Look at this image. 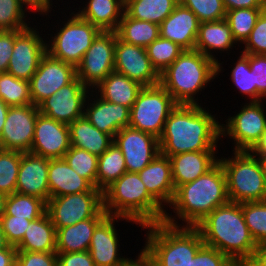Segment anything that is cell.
<instances>
[{
    "label": "cell",
    "mask_w": 266,
    "mask_h": 266,
    "mask_svg": "<svg viewBox=\"0 0 266 266\" xmlns=\"http://www.w3.org/2000/svg\"><path fill=\"white\" fill-rule=\"evenodd\" d=\"M198 105L177 104L159 138L160 153L172 156L195 151H216L221 127L215 114Z\"/></svg>",
    "instance_id": "1"
},
{
    "label": "cell",
    "mask_w": 266,
    "mask_h": 266,
    "mask_svg": "<svg viewBox=\"0 0 266 266\" xmlns=\"http://www.w3.org/2000/svg\"><path fill=\"white\" fill-rule=\"evenodd\" d=\"M229 201L226 174L218 162L204 175L175 189L168 208L176 216L166 211L163 221L174 226L195 227L218 206ZM178 219H181L183 225L177 222Z\"/></svg>",
    "instance_id": "2"
},
{
    "label": "cell",
    "mask_w": 266,
    "mask_h": 266,
    "mask_svg": "<svg viewBox=\"0 0 266 266\" xmlns=\"http://www.w3.org/2000/svg\"><path fill=\"white\" fill-rule=\"evenodd\" d=\"M205 245L216 248L236 264H246L257 243L244 221L241 204L229 201L218 206L195 226Z\"/></svg>",
    "instance_id": "3"
},
{
    "label": "cell",
    "mask_w": 266,
    "mask_h": 266,
    "mask_svg": "<svg viewBox=\"0 0 266 266\" xmlns=\"http://www.w3.org/2000/svg\"><path fill=\"white\" fill-rule=\"evenodd\" d=\"M103 209L141 227L162 222L166 210L148 193L138 173L125 172L103 191Z\"/></svg>",
    "instance_id": "4"
},
{
    "label": "cell",
    "mask_w": 266,
    "mask_h": 266,
    "mask_svg": "<svg viewBox=\"0 0 266 266\" xmlns=\"http://www.w3.org/2000/svg\"><path fill=\"white\" fill-rule=\"evenodd\" d=\"M141 228L148 230L141 251L153 266H189L204 245L196 227L174 226L162 221Z\"/></svg>",
    "instance_id": "5"
},
{
    "label": "cell",
    "mask_w": 266,
    "mask_h": 266,
    "mask_svg": "<svg viewBox=\"0 0 266 266\" xmlns=\"http://www.w3.org/2000/svg\"><path fill=\"white\" fill-rule=\"evenodd\" d=\"M216 77L217 62L200 51L184 50L160 74L159 84L177 104L198 105L201 103L196 95L201 94Z\"/></svg>",
    "instance_id": "6"
},
{
    "label": "cell",
    "mask_w": 266,
    "mask_h": 266,
    "mask_svg": "<svg viewBox=\"0 0 266 266\" xmlns=\"http://www.w3.org/2000/svg\"><path fill=\"white\" fill-rule=\"evenodd\" d=\"M232 152L231 158L219 157L229 200L239 204L266 200V180L257 157L250 151Z\"/></svg>",
    "instance_id": "7"
},
{
    "label": "cell",
    "mask_w": 266,
    "mask_h": 266,
    "mask_svg": "<svg viewBox=\"0 0 266 266\" xmlns=\"http://www.w3.org/2000/svg\"><path fill=\"white\" fill-rule=\"evenodd\" d=\"M67 21H61L63 26L51 34L46 41L47 53L58 60L73 65L75 68L81 63L84 54L91 47L93 40L101 32L87 20L81 18L75 11H71Z\"/></svg>",
    "instance_id": "8"
},
{
    "label": "cell",
    "mask_w": 266,
    "mask_h": 266,
    "mask_svg": "<svg viewBox=\"0 0 266 266\" xmlns=\"http://www.w3.org/2000/svg\"><path fill=\"white\" fill-rule=\"evenodd\" d=\"M176 106L172 96L160 84L143 87L130 109L129 127L159 139L170 112Z\"/></svg>",
    "instance_id": "9"
},
{
    "label": "cell",
    "mask_w": 266,
    "mask_h": 266,
    "mask_svg": "<svg viewBox=\"0 0 266 266\" xmlns=\"http://www.w3.org/2000/svg\"><path fill=\"white\" fill-rule=\"evenodd\" d=\"M46 213L55 228H63L92 217H106L103 192L93 187L88 192L49 198Z\"/></svg>",
    "instance_id": "10"
},
{
    "label": "cell",
    "mask_w": 266,
    "mask_h": 266,
    "mask_svg": "<svg viewBox=\"0 0 266 266\" xmlns=\"http://www.w3.org/2000/svg\"><path fill=\"white\" fill-rule=\"evenodd\" d=\"M237 114L220 123L221 138L234 141L232 151H251L266 129V113L263 100L243 103ZM227 121V122H226Z\"/></svg>",
    "instance_id": "11"
},
{
    "label": "cell",
    "mask_w": 266,
    "mask_h": 266,
    "mask_svg": "<svg viewBox=\"0 0 266 266\" xmlns=\"http://www.w3.org/2000/svg\"><path fill=\"white\" fill-rule=\"evenodd\" d=\"M116 31H101L76 67V77L92 90L114 72Z\"/></svg>",
    "instance_id": "12"
},
{
    "label": "cell",
    "mask_w": 266,
    "mask_h": 266,
    "mask_svg": "<svg viewBox=\"0 0 266 266\" xmlns=\"http://www.w3.org/2000/svg\"><path fill=\"white\" fill-rule=\"evenodd\" d=\"M35 27L37 26L30 25L24 30H15V44L7 68V73L27 81L31 80L42 57L47 53V40L42 38V34H39L41 32Z\"/></svg>",
    "instance_id": "13"
},
{
    "label": "cell",
    "mask_w": 266,
    "mask_h": 266,
    "mask_svg": "<svg viewBox=\"0 0 266 266\" xmlns=\"http://www.w3.org/2000/svg\"><path fill=\"white\" fill-rule=\"evenodd\" d=\"M91 90L75 77L69 84L44 100L38 106L39 112L69 125L84 115L85 103Z\"/></svg>",
    "instance_id": "14"
},
{
    "label": "cell",
    "mask_w": 266,
    "mask_h": 266,
    "mask_svg": "<svg viewBox=\"0 0 266 266\" xmlns=\"http://www.w3.org/2000/svg\"><path fill=\"white\" fill-rule=\"evenodd\" d=\"M39 107L33 104L9 107L0 137V149L30 152Z\"/></svg>",
    "instance_id": "15"
},
{
    "label": "cell",
    "mask_w": 266,
    "mask_h": 266,
    "mask_svg": "<svg viewBox=\"0 0 266 266\" xmlns=\"http://www.w3.org/2000/svg\"><path fill=\"white\" fill-rule=\"evenodd\" d=\"M76 77V68L46 53L29 81L30 96L33 105L39 106L61 87Z\"/></svg>",
    "instance_id": "16"
},
{
    "label": "cell",
    "mask_w": 266,
    "mask_h": 266,
    "mask_svg": "<svg viewBox=\"0 0 266 266\" xmlns=\"http://www.w3.org/2000/svg\"><path fill=\"white\" fill-rule=\"evenodd\" d=\"M114 71L126 75L143 87L159 84L160 74L153 67L146 48L122 41L117 36Z\"/></svg>",
    "instance_id": "17"
},
{
    "label": "cell",
    "mask_w": 266,
    "mask_h": 266,
    "mask_svg": "<svg viewBox=\"0 0 266 266\" xmlns=\"http://www.w3.org/2000/svg\"><path fill=\"white\" fill-rule=\"evenodd\" d=\"M114 143L125 158L127 172H140L160 153L158 138L129 126L115 134Z\"/></svg>",
    "instance_id": "18"
},
{
    "label": "cell",
    "mask_w": 266,
    "mask_h": 266,
    "mask_svg": "<svg viewBox=\"0 0 266 266\" xmlns=\"http://www.w3.org/2000/svg\"><path fill=\"white\" fill-rule=\"evenodd\" d=\"M122 219L140 227L128 218L107 215L94 229L88 249L95 266H123L130 260L120 254V236L115 223Z\"/></svg>",
    "instance_id": "19"
},
{
    "label": "cell",
    "mask_w": 266,
    "mask_h": 266,
    "mask_svg": "<svg viewBox=\"0 0 266 266\" xmlns=\"http://www.w3.org/2000/svg\"><path fill=\"white\" fill-rule=\"evenodd\" d=\"M70 147L68 124L39 113L30 152L47 159H61Z\"/></svg>",
    "instance_id": "20"
},
{
    "label": "cell",
    "mask_w": 266,
    "mask_h": 266,
    "mask_svg": "<svg viewBox=\"0 0 266 266\" xmlns=\"http://www.w3.org/2000/svg\"><path fill=\"white\" fill-rule=\"evenodd\" d=\"M93 93L94 91L91 90L90 97L88 96L86 100L84 115L98 130L114 138L118 131L129 126L130 109L120 104L108 102Z\"/></svg>",
    "instance_id": "21"
},
{
    "label": "cell",
    "mask_w": 266,
    "mask_h": 266,
    "mask_svg": "<svg viewBox=\"0 0 266 266\" xmlns=\"http://www.w3.org/2000/svg\"><path fill=\"white\" fill-rule=\"evenodd\" d=\"M49 159L25 152L22 154L16 192L23 195L49 200L48 184Z\"/></svg>",
    "instance_id": "22"
},
{
    "label": "cell",
    "mask_w": 266,
    "mask_h": 266,
    "mask_svg": "<svg viewBox=\"0 0 266 266\" xmlns=\"http://www.w3.org/2000/svg\"><path fill=\"white\" fill-rule=\"evenodd\" d=\"M200 21L187 7L178 3L159 25L160 37L175 42L184 50H195Z\"/></svg>",
    "instance_id": "23"
},
{
    "label": "cell",
    "mask_w": 266,
    "mask_h": 266,
    "mask_svg": "<svg viewBox=\"0 0 266 266\" xmlns=\"http://www.w3.org/2000/svg\"><path fill=\"white\" fill-rule=\"evenodd\" d=\"M138 174L148 193L163 208L168 207L175 193L169 157L159 153Z\"/></svg>",
    "instance_id": "24"
},
{
    "label": "cell",
    "mask_w": 266,
    "mask_h": 266,
    "mask_svg": "<svg viewBox=\"0 0 266 266\" xmlns=\"http://www.w3.org/2000/svg\"><path fill=\"white\" fill-rule=\"evenodd\" d=\"M236 44L237 42L234 40L225 18L213 22H200L195 50L217 62L218 76L223 71V61L220 63L221 60L218 61L219 58L215 56L214 52L223 53L226 51L229 54L228 51Z\"/></svg>",
    "instance_id": "25"
},
{
    "label": "cell",
    "mask_w": 266,
    "mask_h": 266,
    "mask_svg": "<svg viewBox=\"0 0 266 266\" xmlns=\"http://www.w3.org/2000/svg\"><path fill=\"white\" fill-rule=\"evenodd\" d=\"M217 151L186 152L169 157L174 188L196 180L212 169L218 162Z\"/></svg>",
    "instance_id": "26"
},
{
    "label": "cell",
    "mask_w": 266,
    "mask_h": 266,
    "mask_svg": "<svg viewBox=\"0 0 266 266\" xmlns=\"http://www.w3.org/2000/svg\"><path fill=\"white\" fill-rule=\"evenodd\" d=\"M49 198L90 191L93 186L63 159H49Z\"/></svg>",
    "instance_id": "27"
},
{
    "label": "cell",
    "mask_w": 266,
    "mask_h": 266,
    "mask_svg": "<svg viewBox=\"0 0 266 266\" xmlns=\"http://www.w3.org/2000/svg\"><path fill=\"white\" fill-rule=\"evenodd\" d=\"M76 12L100 31H116L124 14L121 0H87Z\"/></svg>",
    "instance_id": "28"
},
{
    "label": "cell",
    "mask_w": 266,
    "mask_h": 266,
    "mask_svg": "<svg viewBox=\"0 0 266 266\" xmlns=\"http://www.w3.org/2000/svg\"><path fill=\"white\" fill-rule=\"evenodd\" d=\"M71 146L87 150L89 153L101 156L114 142V138L98 130L83 115L69 125Z\"/></svg>",
    "instance_id": "29"
},
{
    "label": "cell",
    "mask_w": 266,
    "mask_h": 266,
    "mask_svg": "<svg viewBox=\"0 0 266 266\" xmlns=\"http://www.w3.org/2000/svg\"><path fill=\"white\" fill-rule=\"evenodd\" d=\"M105 217H92L63 228H56V253L88 251L93 231Z\"/></svg>",
    "instance_id": "30"
},
{
    "label": "cell",
    "mask_w": 266,
    "mask_h": 266,
    "mask_svg": "<svg viewBox=\"0 0 266 266\" xmlns=\"http://www.w3.org/2000/svg\"><path fill=\"white\" fill-rule=\"evenodd\" d=\"M142 88L143 86L138 82L114 71L101 81L93 91L108 102L131 109Z\"/></svg>",
    "instance_id": "31"
},
{
    "label": "cell",
    "mask_w": 266,
    "mask_h": 266,
    "mask_svg": "<svg viewBox=\"0 0 266 266\" xmlns=\"http://www.w3.org/2000/svg\"><path fill=\"white\" fill-rule=\"evenodd\" d=\"M17 251L56 252V228L45 212L28 224Z\"/></svg>",
    "instance_id": "32"
},
{
    "label": "cell",
    "mask_w": 266,
    "mask_h": 266,
    "mask_svg": "<svg viewBox=\"0 0 266 266\" xmlns=\"http://www.w3.org/2000/svg\"><path fill=\"white\" fill-rule=\"evenodd\" d=\"M179 0H131L124 12L131 18L160 25L174 10Z\"/></svg>",
    "instance_id": "33"
},
{
    "label": "cell",
    "mask_w": 266,
    "mask_h": 266,
    "mask_svg": "<svg viewBox=\"0 0 266 266\" xmlns=\"http://www.w3.org/2000/svg\"><path fill=\"white\" fill-rule=\"evenodd\" d=\"M116 32L122 41L145 48L160 36L158 24L133 19L125 12Z\"/></svg>",
    "instance_id": "34"
},
{
    "label": "cell",
    "mask_w": 266,
    "mask_h": 266,
    "mask_svg": "<svg viewBox=\"0 0 266 266\" xmlns=\"http://www.w3.org/2000/svg\"><path fill=\"white\" fill-rule=\"evenodd\" d=\"M125 172H127L125 158L121 150L113 142V144L98 157L96 188L103 192Z\"/></svg>",
    "instance_id": "35"
},
{
    "label": "cell",
    "mask_w": 266,
    "mask_h": 266,
    "mask_svg": "<svg viewBox=\"0 0 266 266\" xmlns=\"http://www.w3.org/2000/svg\"><path fill=\"white\" fill-rule=\"evenodd\" d=\"M46 212V202L41 198L23 195L17 192L7 195L3 215L26 218L33 221Z\"/></svg>",
    "instance_id": "36"
},
{
    "label": "cell",
    "mask_w": 266,
    "mask_h": 266,
    "mask_svg": "<svg viewBox=\"0 0 266 266\" xmlns=\"http://www.w3.org/2000/svg\"><path fill=\"white\" fill-rule=\"evenodd\" d=\"M0 99L9 107L31 105L29 81L0 73Z\"/></svg>",
    "instance_id": "37"
},
{
    "label": "cell",
    "mask_w": 266,
    "mask_h": 266,
    "mask_svg": "<svg viewBox=\"0 0 266 266\" xmlns=\"http://www.w3.org/2000/svg\"><path fill=\"white\" fill-rule=\"evenodd\" d=\"M264 9L266 8H240L226 11L225 19L237 44H243L249 37Z\"/></svg>",
    "instance_id": "38"
},
{
    "label": "cell",
    "mask_w": 266,
    "mask_h": 266,
    "mask_svg": "<svg viewBox=\"0 0 266 266\" xmlns=\"http://www.w3.org/2000/svg\"><path fill=\"white\" fill-rule=\"evenodd\" d=\"M63 159L81 177L85 178L96 188L98 157L87 150L71 146Z\"/></svg>",
    "instance_id": "39"
},
{
    "label": "cell",
    "mask_w": 266,
    "mask_h": 266,
    "mask_svg": "<svg viewBox=\"0 0 266 266\" xmlns=\"http://www.w3.org/2000/svg\"><path fill=\"white\" fill-rule=\"evenodd\" d=\"M183 51L184 49L175 42L160 36L146 47L147 56L159 74L171 65Z\"/></svg>",
    "instance_id": "40"
},
{
    "label": "cell",
    "mask_w": 266,
    "mask_h": 266,
    "mask_svg": "<svg viewBox=\"0 0 266 266\" xmlns=\"http://www.w3.org/2000/svg\"><path fill=\"white\" fill-rule=\"evenodd\" d=\"M244 221L257 244L266 242V200L241 203Z\"/></svg>",
    "instance_id": "41"
},
{
    "label": "cell",
    "mask_w": 266,
    "mask_h": 266,
    "mask_svg": "<svg viewBox=\"0 0 266 266\" xmlns=\"http://www.w3.org/2000/svg\"><path fill=\"white\" fill-rule=\"evenodd\" d=\"M22 152L0 149V192L11 195L16 192Z\"/></svg>",
    "instance_id": "42"
},
{
    "label": "cell",
    "mask_w": 266,
    "mask_h": 266,
    "mask_svg": "<svg viewBox=\"0 0 266 266\" xmlns=\"http://www.w3.org/2000/svg\"><path fill=\"white\" fill-rule=\"evenodd\" d=\"M232 84L239 89L238 93L248 96L249 101H256V85H254L253 71L250 70L249 54L240 52L232 71Z\"/></svg>",
    "instance_id": "43"
},
{
    "label": "cell",
    "mask_w": 266,
    "mask_h": 266,
    "mask_svg": "<svg viewBox=\"0 0 266 266\" xmlns=\"http://www.w3.org/2000/svg\"><path fill=\"white\" fill-rule=\"evenodd\" d=\"M26 11L18 0H0V30H24L30 27V22H26Z\"/></svg>",
    "instance_id": "44"
},
{
    "label": "cell",
    "mask_w": 266,
    "mask_h": 266,
    "mask_svg": "<svg viewBox=\"0 0 266 266\" xmlns=\"http://www.w3.org/2000/svg\"><path fill=\"white\" fill-rule=\"evenodd\" d=\"M179 3L189 8L200 22H213L226 16L222 0H179Z\"/></svg>",
    "instance_id": "45"
},
{
    "label": "cell",
    "mask_w": 266,
    "mask_h": 266,
    "mask_svg": "<svg viewBox=\"0 0 266 266\" xmlns=\"http://www.w3.org/2000/svg\"><path fill=\"white\" fill-rule=\"evenodd\" d=\"M244 54H263L266 55V9L257 18L255 27L249 37L242 44Z\"/></svg>",
    "instance_id": "46"
},
{
    "label": "cell",
    "mask_w": 266,
    "mask_h": 266,
    "mask_svg": "<svg viewBox=\"0 0 266 266\" xmlns=\"http://www.w3.org/2000/svg\"><path fill=\"white\" fill-rule=\"evenodd\" d=\"M235 264L227 255L204 244L190 261L189 266H234Z\"/></svg>",
    "instance_id": "47"
},
{
    "label": "cell",
    "mask_w": 266,
    "mask_h": 266,
    "mask_svg": "<svg viewBox=\"0 0 266 266\" xmlns=\"http://www.w3.org/2000/svg\"><path fill=\"white\" fill-rule=\"evenodd\" d=\"M29 221L26 218H16L15 216L3 215L0 218L2 230L7 242L11 246H17L23 239Z\"/></svg>",
    "instance_id": "48"
},
{
    "label": "cell",
    "mask_w": 266,
    "mask_h": 266,
    "mask_svg": "<svg viewBox=\"0 0 266 266\" xmlns=\"http://www.w3.org/2000/svg\"><path fill=\"white\" fill-rule=\"evenodd\" d=\"M249 64L256 85V101L266 102V55L249 54Z\"/></svg>",
    "instance_id": "49"
},
{
    "label": "cell",
    "mask_w": 266,
    "mask_h": 266,
    "mask_svg": "<svg viewBox=\"0 0 266 266\" xmlns=\"http://www.w3.org/2000/svg\"><path fill=\"white\" fill-rule=\"evenodd\" d=\"M16 266H57V253L17 251Z\"/></svg>",
    "instance_id": "50"
},
{
    "label": "cell",
    "mask_w": 266,
    "mask_h": 266,
    "mask_svg": "<svg viewBox=\"0 0 266 266\" xmlns=\"http://www.w3.org/2000/svg\"><path fill=\"white\" fill-rule=\"evenodd\" d=\"M15 44V30H0V73L7 72Z\"/></svg>",
    "instance_id": "51"
},
{
    "label": "cell",
    "mask_w": 266,
    "mask_h": 266,
    "mask_svg": "<svg viewBox=\"0 0 266 266\" xmlns=\"http://www.w3.org/2000/svg\"><path fill=\"white\" fill-rule=\"evenodd\" d=\"M57 266H95L89 251L57 253Z\"/></svg>",
    "instance_id": "52"
},
{
    "label": "cell",
    "mask_w": 266,
    "mask_h": 266,
    "mask_svg": "<svg viewBox=\"0 0 266 266\" xmlns=\"http://www.w3.org/2000/svg\"><path fill=\"white\" fill-rule=\"evenodd\" d=\"M27 10L29 14L32 11L38 13L39 15H48L52 11V0H18ZM29 8V9H28ZM40 12V13H39Z\"/></svg>",
    "instance_id": "53"
},
{
    "label": "cell",
    "mask_w": 266,
    "mask_h": 266,
    "mask_svg": "<svg viewBox=\"0 0 266 266\" xmlns=\"http://www.w3.org/2000/svg\"><path fill=\"white\" fill-rule=\"evenodd\" d=\"M226 11L240 8H266L263 0H222Z\"/></svg>",
    "instance_id": "54"
},
{
    "label": "cell",
    "mask_w": 266,
    "mask_h": 266,
    "mask_svg": "<svg viewBox=\"0 0 266 266\" xmlns=\"http://www.w3.org/2000/svg\"><path fill=\"white\" fill-rule=\"evenodd\" d=\"M248 266H266V242L257 244Z\"/></svg>",
    "instance_id": "55"
},
{
    "label": "cell",
    "mask_w": 266,
    "mask_h": 266,
    "mask_svg": "<svg viewBox=\"0 0 266 266\" xmlns=\"http://www.w3.org/2000/svg\"><path fill=\"white\" fill-rule=\"evenodd\" d=\"M16 254L15 246L0 250V266H16Z\"/></svg>",
    "instance_id": "56"
},
{
    "label": "cell",
    "mask_w": 266,
    "mask_h": 266,
    "mask_svg": "<svg viewBox=\"0 0 266 266\" xmlns=\"http://www.w3.org/2000/svg\"><path fill=\"white\" fill-rule=\"evenodd\" d=\"M123 266H153L151 260L140 250L136 259H130Z\"/></svg>",
    "instance_id": "57"
},
{
    "label": "cell",
    "mask_w": 266,
    "mask_h": 266,
    "mask_svg": "<svg viewBox=\"0 0 266 266\" xmlns=\"http://www.w3.org/2000/svg\"><path fill=\"white\" fill-rule=\"evenodd\" d=\"M250 152L252 154H266V129L263 132L259 142Z\"/></svg>",
    "instance_id": "58"
},
{
    "label": "cell",
    "mask_w": 266,
    "mask_h": 266,
    "mask_svg": "<svg viewBox=\"0 0 266 266\" xmlns=\"http://www.w3.org/2000/svg\"><path fill=\"white\" fill-rule=\"evenodd\" d=\"M9 106L0 99V137L3 130L4 123L6 121L7 111Z\"/></svg>",
    "instance_id": "59"
},
{
    "label": "cell",
    "mask_w": 266,
    "mask_h": 266,
    "mask_svg": "<svg viewBox=\"0 0 266 266\" xmlns=\"http://www.w3.org/2000/svg\"><path fill=\"white\" fill-rule=\"evenodd\" d=\"M257 157L266 180V154H253Z\"/></svg>",
    "instance_id": "60"
},
{
    "label": "cell",
    "mask_w": 266,
    "mask_h": 266,
    "mask_svg": "<svg viewBox=\"0 0 266 266\" xmlns=\"http://www.w3.org/2000/svg\"><path fill=\"white\" fill-rule=\"evenodd\" d=\"M11 245L7 242L4 232L2 230V226L0 223V250L9 248Z\"/></svg>",
    "instance_id": "61"
},
{
    "label": "cell",
    "mask_w": 266,
    "mask_h": 266,
    "mask_svg": "<svg viewBox=\"0 0 266 266\" xmlns=\"http://www.w3.org/2000/svg\"><path fill=\"white\" fill-rule=\"evenodd\" d=\"M7 195L0 192V218L5 213V202H6Z\"/></svg>",
    "instance_id": "62"
},
{
    "label": "cell",
    "mask_w": 266,
    "mask_h": 266,
    "mask_svg": "<svg viewBox=\"0 0 266 266\" xmlns=\"http://www.w3.org/2000/svg\"><path fill=\"white\" fill-rule=\"evenodd\" d=\"M123 2V4L125 5L126 3H128L131 0H121Z\"/></svg>",
    "instance_id": "63"
},
{
    "label": "cell",
    "mask_w": 266,
    "mask_h": 266,
    "mask_svg": "<svg viewBox=\"0 0 266 266\" xmlns=\"http://www.w3.org/2000/svg\"><path fill=\"white\" fill-rule=\"evenodd\" d=\"M234 266H248L247 264H235Z\"/></svg>",
    "instance_id": "64"
}]
</instances>
